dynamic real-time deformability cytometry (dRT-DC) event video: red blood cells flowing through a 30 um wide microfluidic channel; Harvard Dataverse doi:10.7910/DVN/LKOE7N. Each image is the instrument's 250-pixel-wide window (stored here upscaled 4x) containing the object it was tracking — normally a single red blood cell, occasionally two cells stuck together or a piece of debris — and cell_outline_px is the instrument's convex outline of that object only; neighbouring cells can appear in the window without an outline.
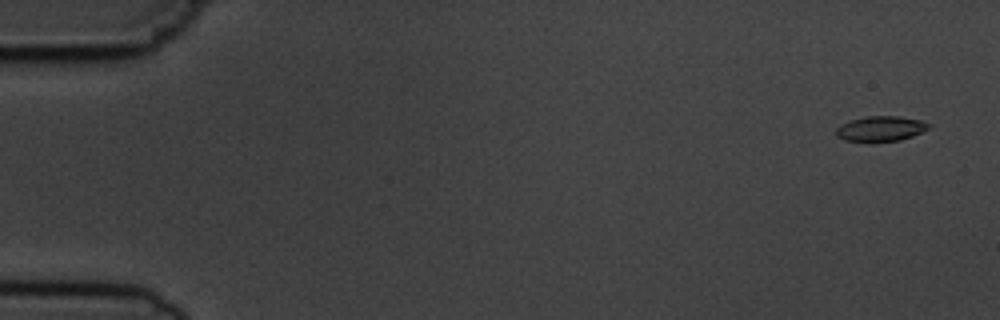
{"species": "common noctule bat (a hibernating species)", "species_latin": "Nyctalus noctula", "temperature_condition": "cold", "stored_images_in_passage": 5, "camera_frame_rate_fps": 3000, "um_per_image_px": 0.085, "animal": {"sex": "male", "body_mass_g": 19.5, "forearm_length_mm": 54.6}, "frame": {"image": 1, "passage_image": 1, "time_ms": 0.0, "image_size_px": [1000, 320], "cell_outline_px": [[932, 124], [928, 128], [912, 136], [900, 140], [872, 144], [844, 140], [836, 136], [836, 128], [848, 120], [868, 116], [900, 116], [920, 120]], "centroid_in_image_um": [74.81, 10.97], "position_along_channel_um": 10.2, "area_um2": 14.05}}
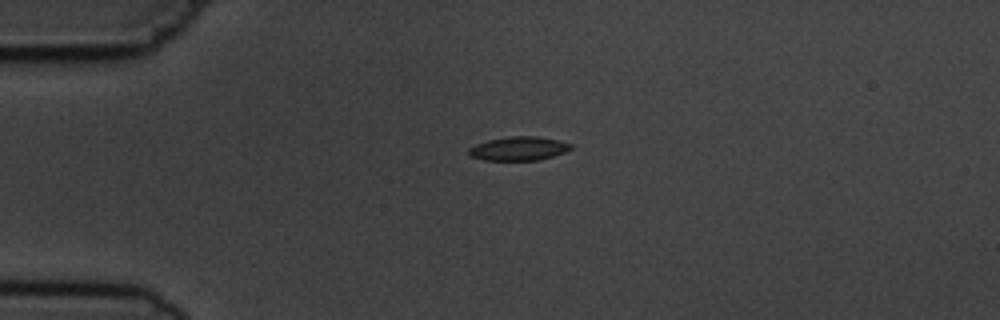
{"frame": {"image": 2, "passage_image": 4, "time_ms": 3.667, "image_size_px": [1000, 320], "cell_outline_px": [[572, 148], [564, 152], [540, 160], [484, 160], [472, 156], [468, 152], [468, 148], [476, 144], [488, 140], [512, 136], [536, 136], [560, 140], [572, 144]], "centroid_in_image_um": [44.11, 12.62], "position_along_channel_um": 40.9, "area_um2": 14.1}}